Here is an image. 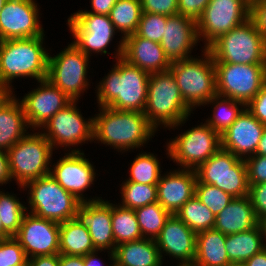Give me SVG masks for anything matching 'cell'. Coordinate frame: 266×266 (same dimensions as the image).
<instances>
[{
	"mask_svg": "<svg viewBox=\"0 0 266 266\" xmlns=\"http://www.w3.org/2000/svg\"><path fill=\"white\" fill-rule=\"evenodd\" d=\"M96 86L99 107L119 111L143 112L148 93L150 74L126 60L116 58V65Z\"/></svg>",
	"mask_w": 266,
	"mask_h": 266,
	"instance_id": "cell-1",
	"label": "cell"
},
{
	"mask_svg": "<svg viewBox=\"0 0 266 266\" xmlns=\"http://www.w3.org/2000/svg\"><path fill=\"white\" fill-rule=\"evenodd\" d=\"M99 112L93 117V141L110 145L118 152L144 147L157 131L143 112L110 107H99Z\"/></svg>",
	"mask_w": 266,
	"mask_h": 266,
	"instance_id": "cell-2",
	"label": "cell"
},
{
	"mask_svg": "<svg viewBox=\"0 0 266 266\" xmlns=\"http://www.w3.org/2000/svg\"><path fill=\"white\" fill-rule=\"evenodd\" d=\"M43 42L44 36L0 41V85L13 90L18 77L47 79L49 53Z\"/></svg>",
	"mask_w": 266,
	"mask_h": 266,
	"instance_id": "cell-3",
	"label": "cell"
},
{
	"mask_svg": "<svg viewBox=\"0 0 266 266\" xmlns=\"http://www.w3.org/2000/svg\"><path fill=\"white\" fill-rule=\"evenodd\" d=\"M193 110L184 102L174 75L170 70L150 74L147 101L143 113L158 130L178 127L186 123Z\"/></svg>",
	"mask_w": 266,
	"mask_h": 266,
	"instance_id": "cell-4",
	"label": "cell"
},
{
	"mask_svg": "<svg viewBox=\"0 0 266 266\" xmlns=\"http://www.w3.org/2000/svg\"><path fill=\"white\" fill-rule=\"evenodd\" d=\"M202 52V58L192 57L171 62L169 68L184 102L192 110L197 106L206 105L217 95L214 60L207 49L204 48Z\"/></svg>",
	"mask_w": 266,
	"mask_h": 266,
	"instance_id": "cell-5",
	"label": "cell"
},
{
	"mask_svg": "<svg viewBox=\"0 0 266 266\" xmlns=\"http://www.w3.org/2000/svg\"><path fill=\"white\" fill-rule=\"evenodd\" d=\"M206 49L214 62L266 64V40L249 19L219 36Z\"/></svg>",
	"mask_w": 266,
	"mask_h": 266,
	"instance_id": "cell-6",
	"label": "cell"
},
{
	"mask_svg": "<svg viewBox=\"0 0 266 266\" xmlns=\"http://www.w3.org/2000/svg\"><path fill=\"white\" fill-rule=\"evenodd\" d=\"M53 151L42 132L26 133L7 151L12 179L19 186H24L31 180L49 175Z\"/></svg>",
	"mask_w": 266,
	"mask_h": 266,
	"instance_id": "cell-7",
	"label": "cell"
},
{
	"mask_svg": "<svg viewBox=\"0 0 266 266\" xmlns=\"http://www.w3.org/2000/svg\"><path fill=\"white\" fill-rule=\"evenodd\" d=\"M22 189L30 188L29 213L58 223L75 219L82 203L66 191L50 174L27 182Z\"/></svg>",
	"mask_w": 266,
	"mask_h": 266,
	"instance_id": "cell-8",
	"label": "cell"
},
{
	"mask_svg": "<svg viewBox=\"0 0 266 266\" xmlns=\"http://www.w3.org/2000/svg\"><path fill=\"white\" fill-rule=\"evenodd\" d=\"M195 171L201 183L214 185L234 198L249 194L245 160L230 151L220 148Z\"/></svg>",
	"mask_w": 266,
	"mask_h": 266,
	"instance_id": "cell-9",
	"label": "cell"
},
{
	"mask_svg": "<svg viewBox=\"0 0 266 266\" xmlns=\"http://www.w3.org/2000/svg\"><path fill=\"white\" fill-rule=\"evenodd\" d=\"M170 141L166 154L184 169L196 170L221 148V135L206 122L184 131Z\"/></svg>",
	"mask_w": 266,
	"mask_h": 266,
	"instance_id": "cell-10",
	"label": "cell"
},
{
	"mask_svg": "<svg viewBox=\"0 0 266 266\" xmlns=\"http://www.w3.org/2000/svg\"><path fill=\"white\" fill-rule=\"evenodd\" d=\"M217 95L247 105L266 83V64L214 62Z\"/></svg>",
	"mask_w": 266,
	"mask_h": 266,
	"instance_id": "cell-11",
	"label": "cell"
},
{
	"mask_svg": "<svg viewBox=\"0 0 266 266\" xmlns=\"http://www.w3.org/2000/svg\"><path fill=\"white\" fill-rule=\"evenodd\" d=\"M89 58L73 43L69 44L57 55H49L47 80L72 101H78L90 85L87 79Z\"/></svg>",
	"mask_w": 266,
	"mask_h": 266,
	"instance_id": "cell-12",
	"label": "cell"
},
{
	"mask_svg": "<svg viewBox=\"0 0 266 266\" xmlns=\"http://www.w3.org/2000/svg\"><path fill=\"white\" fill-rule=\"evenodd\" d=\"M249 19V5L244 0H210L197 20V34L206 49L222 34Z\"/></svg>",
	"mask_w": 266,
	"mask_h": 266,
	"instance_id": "cell-13",
	"label": "cell"
},
{
	"mask_svg": "<svg viewBox=\"0 0 266 266\" xmlns=\"http://www.w3.org/2000/svg\"><path fill=\"white\" fill-rule=\"evenodd\" d=\"M72 43L86 56L93 53L110 54L107 49L115 35V26L109 15L79 10L68 18ZM91 54V55H90Z\"/></svg>",
	"mask_w": 266,
	"mask_h": 266,
	"instance_id": "cell-14",
	"label": "cell"
},
{
	"mask_svg": "<svg viewBox=\"0 0 266 266\" xmlns=\"http://www.w3.org/2000/svg\"><path fill=\"white\" fill-rule=\"evenodd\" d=\"M77 101H72L59 110L41 128L43 135L51 143L53 149L58 146L70 148L87 141L93 142V117L84 119L76 107ZM45 129V130H44ZM45 131V132H44ZM55 147V148H54Z\"/></svg>",
	"mask_w": 266,
	"mask_h": 266,
	"instance_id": "cell-15",
	"label": "cell"
},
{
	"mask_svg": "<svg viewBox=\"0 0 266 266\" xmlns=\"http://www.w3.org/2000/svg\"><path fill=\"white\" fill-rule=\"evenodd\" d=\"M50 175L80 202L98 201L102 197L87 199L83 193L94 184L96 172L93 164L79 149H72L54 163ZM86 198V199H85Z\"/></svg>",
	"mask_w": 266,
	"mask_h": 266,
	"instance_id": "cell-16",
	"label": "cell"
},
{
	"mask_svg": "<svg viewBox=\"0 0 266 266\" xmlns=\"http://www.w3.org/2000/svg\"><path fill=\"white\" fill-rule=\"evenodd\" d=\"M35 0H8L0 11V41L45 36Z\"/></svg>",
	"mask_w": 266,
	"mask_h": 266,
	"instance_id": "cell-17",
	"label": "cell"
},
{
	"mask_svg": "<svg viewBox=\"0 0 266 266\" xmlns=\"http://www.w3.org/2000/svg\"><path fill=\"white\" fill-rule=\"evenodd\" d=\"M60 223L38 217L32 213L23 216L14 236L29 258L59 254Z\"/></svg>",
	"mask_w": 266,
	"mask_h": 266,
	"instance_id": "cell-18",
	"label": "cell"
},
{
	"mask_svg": "<svg viewBox=\"0 0 266 266\" xmlns=\"http://www.w3.org/2000/svg\"><path fill=\"white\" fill-rule=\"evenodd\" d=\"M38 83L39 86L29 91L20 101L27 124L34 130L41 129L59 110L72 102L64 92L49 80H40Z\"/></svg>",
	"mask_w": 266,
	"mask_h": 266,
	"instance_id": "cell-19",
	"label": "cell"
},
{
	"mask_svg": "<svg viewBox=\"0 0 266 266\" xmlns=\"http://www.w3.org/2000/svg\"><path fill=\"white\" fill-rule=\"evenodd\" d=\"M75 219L89 230L95 249L109 250V259L114 262L116 244L112 229V203L103 199L83 202L77 208Z\"/></svg>",
	"mask_w": 266,
	"mask_h": 266,
	"instance_id": "cell-20",
	"label": "cell"
},
{
	"mask_svg": "<svg viewBox=\"0 0 266 266\" xmlns=\"http://www.w3.org/2000/svg\"><path fill=\"white\" fill-rule=\"evenodd\" d=\"M155 241L162 260L163 254H166L180 261L177 266L193 265L196 256V233L176 215H170Z\"/></svg>",
	"mask_w": 266,
	"mask_h": 266,
	"instance_id": "cell-21",
	"label": "cell"
},
{
	"mask_svg": "<svg viewBox=\"0 0 266 266\" xmlns=\"http://www.w3.org/2000/svg\"><path fill=\"white\" fill-rule=\"evenodd\" d=\"M264 126L247 108L236 121L221 134V148L230 151L240 159H246L256 153Z\"/></svg>",
	"mask_w": 266,
	"mask_h": 266,
	"instance_id": "cell-22",
	"label": "cell"
},
{
	"mask_svg": "<svg viewBox=\"0 0 266 266\" xmlns=\"http://www.w3.org/2000/svg\"><path fill=\"white\" fill-rule=\"evenodd\" d=\"M197 24L181 14L167 17L161 47L170 62L192 58V49L198 43Z\"/></svg>",
	"mask_w": 266,
	"mask_h": 266,
	"instance_id": "cell-23",
	"label": "cell"
},
{
	"mask_svg": "<svg viewBox=\"0 0 266 266\" xmlns=\"http://www.w3.org/2000/svg\"><path fill=\"white\" fill-rule=\"evenodd\" d=\"M197 174L194 169L170 170L157 183V202L171 215L195 195Z\"/></svg>",
	"mask_w": 266,
	"mask_h": 266,
	"instance_id": "cell-24",
	"label": "cell"
},
{
	"mask_svg": "<svg viewBox=\"0 0 266 266\" xmlns=\"http://www.w3.org/2000/svg\"><path fill=\"white\" fill-rule=\"evenodd\" d=\"M122 58L149 74L168 71L171 65L160 43L144 39L135 33L124 39Z\"/></svg>",
	"mask_w": 266,
	"mask_h": 266,
	"instance_id": "cell-25",
	"label": "cell"
},
{
	"mask_svg": "<svg viewBox=\"0 0 266 266\" xmlns=\"http://www.w3.org/2000/svg\"><path fill=\"white\" fill-rule=\"evenodd\" d=\"M249 196L234 198L215 218L213 229L225 235L249 231L259 225Z\"/></svg>",
	"mask_w": 266,
	"mask_h": 266,
	"instance_id": "cell-26",
	"label": "cell"
},
{
	"mask_svg": "<svg viewBox=\"0 0 266 266\" xmlns=\"http://www.w3.org/2000/svg\"><path fill=\"white\" fill-rule=\"evenodd\" d=\"M12 95L0 108V150L8 151L29 128L20 99Z\"/></svg>",
	"mask_w": 266,
	"mask_h": 266,
	"instance_id": "cell-27",
	"label": "cell"
},
{
	"mask_svg": "<svg viewBox=\"0 0 266 266\" xmlns=\"http://www.w3.org/2000/svg\"><path fill=\"white\" fill-rule=\"evenodd\" d=\"M114 266H162L156 241L142 238L115 247Z\"/></svg>",
	"mask_w": 266,
	"mask_h": 266,
	"instance_id": "cell-28",
	"label": "cell"
},
{
	"mask_svg": "<svg viewBox=\"0 0 266 266\" xmlns=\"http://www.w3.org/2000/svg\"><path fill=\"white\" fill-rule=\"evenodd\" d=\"M265 223H260L255 228L226 235L225 248L231 263H244L253 255L266 247ZM264 242V243H263Z\"/></svg>",
	"mask_w": 266,
	"mask_h": 266,
	"instance_id": "cell-29",
	"label": "cell"
},
{
	"mask_svg": "<svg viewBox=\"0 0 266 266\" xmlns=\"http://www.w3.org/2000/svg\"><path fill=\"white\" fill-rule=\"evenodd\" d=\"M226 235L215 229L196 233V256L192 266H228Z\"/></svg>",
	"mask_w": 266,
	"mask_h": 266,
	"instance_id": "cell-30",
	"label": "cell"
},
{
	"mask_svg": "<svg viewBox=\"0 0 266 266\" xmlns=\"http://www.w3.org/2000/svg\"><path fill=\"white\" fill-rule=\"evenodd\" d=\"M142 13L140 0H117L111 9L110 20L115 26L116 32H121L123 35L117 46L118 49L115 50V59L123 56L124 39L136 32Z\"/></svg>",
	"mask_w": 266,
	"mask_h": 266,
	"instance_id": "cell-31",
	"label": "cell"
},
{
	"mask_svg": "<svg viewBox=\"0 0 266 266\" xmlns=\"http://www.w3.org/2000/svg\"><path fill=\"white\" fill-rule=\"evenodd\" d=\"M94 250L89 230L76 219L60 223L59 254L85 256Z\"/></svg>",
	"mask_w": 266,
	"mask_h": 266,
	"instance_id": "cell-32",
	"label": "cell"
},
{
	"mask_svg": "<svg viewBox=\"0 0 266 266\" xmlns=\"http://www.w3.org/2000/svg\"><path fill=\"white\" fill-rule=\"evenodd\" d=\"M206 104L214 105V110L212 111L213 116L208 117L205 122L220 135L236 121L237 117L246 108L243 102L219 95L212 97Z\"/></svg>",
	"mask_w": 266,
	"mask_h": 266,
	"instance_id": "cell-33",
	"label": "cell"
},
{
	"mask_svg": "<svg viewBox=\"0 0 266 266\" xmlns=\"http://www.w3.org/2000/svg\"><path fill=\"white\" fill-rule=\"evenodd\" d=\"M112 229L116 246L143 238L134 209L113 203Z\"/></svg>",
	"mask_w": 266,
	"mask_h": 266,
	"instance_id": "cell-34",
	"label": "cell"
},
{
	"mask_svg": "<svg viewBox=\"0 0 266 266\" xmlns=\"http://www.w3.org/2000/svg\"><path fill=\"white\" fill-rule=\"evenodd\" d=\"M195 233L213 229L216 216L194 195L175 214Z\"/></svg>",
	"mask_w": 266,
	"mask_h": 266,
	"instance_id": "cell-35",
	"label": "cell"
},
{
	"mask_svg": "<svg viewBox=\"0 0 266 266\" xmlns=\"http://www.w3.org/2000/svg\"><path fill=\"white\" fill-rule=\"evenodd\" d=\"M143 238L155 240L170 213L158 202L134 209Z\"/></svg>",
	"mask_w": 266,
	"mask_h": 266,
	"instance_id": "cell-36",
	"label": "cell"
},
{
	"mask_svg": "<svg viewBox=\"0 0 266 266\" xmlns=\"http://www.w3.org/2000/svg\"><path fill=\"white\" fill-rule=\"evenodd\" d=\"M153 153L141 152L134 158L130 166L129 182L157 185L161 177V167L158 158Z\"/></svg>",
	"mask_w": 266,
	"mask_h": 266,
	"instance_id": "cell-37",
	"label": "cell"
},
{
	"mask_svg": "<svg viewBox=\"0 0 266 266\" xmlns=\"http://www.w3.org/2000/svg\"><path fill=\"white\" fill-rule=\"evenodd\" d=\"M15 194L0 191V219L4 231L14 237L20 226L24 214L29 210L22 204Z\"/></svg>",
	"mask_w": 266,
	"mask_h": 266,
	"instance_id": "cell-38",
	"label": "cell"
},
{
	"mask_svg": "<svg viewBox=\"0 0 266 266\" xmlns=\"http://www.w3.org/2000/svg\"><path fill=\"white\" fill-rule=\"evenodd\" d=\"M120 206L136 209L157 202V185L123 181Z\"/></svg>",
	"mask_w": 266,
	"mask_h": 266,
	"instance_id": "cell-39",
	"label": "cell"
},
{
	"mask_svg": "<svg viewBox=\"0 0 266 266\" xmlns=\"http://www.w3.org/2000/svg\"><path fill=\"white\" fill-rule=\"evenodd\" d=\"M195 196L206 205L216 216L234 199L230 194L218 187L201 183L198 179L195 186Z\"/></svg>",
	"mask_w": 266,
	"mask_h": 266,
	"instance_id": "cell-40",
	"label": "cell"
},
{
	"mask_svg": "<svg viewBox=\"0 0 266 266\" xmlns=\"http://www.w3.org/2000/svg\"><path fill=\"white\" fill-rule=\"evenodd\" d=\"M167 17L163 14L143 12L135 34L144 39L160 43L162 37H164Z\"/></svg>",
	"mask_w": 266,
	"mask_h": 266,
	"instance_id": "cell-41",
	"label": "cell"
},
{
	"mask_svg": "<svg viewBox=\"0 0 266 266\" xmlns=\"http://www.w3.org/2000/svg\"><path fill=\"white\" fill-rule=\"evenodd\" d=\"M27 261L24 249L14 237L0 240V266H20Z\"/></svg>",
	"mask_w": 266,
	"mask_h": 266,
	"instance_id": "cell-42",
	"label": "cell"
},
{
	"mask_svg": "<svg viewBox=\"0 0 266 266\" xmlns=\"http://www.w3.org/2000/svg\"><path fill=\"white\" fill-rule=\"evenodd\" d=\"M249 185L266 182V156L253 155L245 159Z\"/></svg>",
	"mask_w": 266,
	"mask_h": 266,
	"instance_id": "cell-43",
	"label": "cell"
},
{
	"mask_svg": "<svg viewBox=\"0 0 266 266\" xmlns=\"http://www.w3.org/2000/svg\"><path fill=\"white\" fill-rule=\"evenodd\" d=\"M255 214L261 223L266 224V182L256 185H249L248 194Z\"/></svg>",
	"mask_w": 266,
	"mask_h": 266,
	"instance_id": "cell-44",
	"label": "cell"
},
{
	"mask_svg": "<svg viewBox=\"0 0 266 266\" xmlns=\"http://www.w3.org/2000/svg\"><path fill=\"white\" fill-rule=\"evenodd\" d=\"M142 11L172 16L178 14V0H140Z\"/></svg>",
	"mask_w": 266,
	"mask_h": 266,
	"instance_id": "cell-45",
	"label": "cell"
},
{
	"mask_svg": "<svg viewBox=\"0 0 266 266\" xmlns=\"http://www.w3.org/2000/svg\"><path fill=\"white\" fill-rule=\"evenodd\" d=\"M249 20L266 40V0H260L249 6Z\"/></svg>",
	"mask_w": 266,
	"mask_h": 266,
	"instance_id": "cell-46",
	"label": "cell"
},
{
	"mask_svg": "<svg viewBox=\"0 0 266 266\" xmlns=\"http://www.w3.org/2000/svg\"><path fill=\"white\" fill-rule=\"evenodd\" d=\"M210 0H178V14L197 22Z\"/></svg>",
	"mask_w": 266,
	"mask_h": 266,
	"instance_id": "cell-47",
	"label": "cell"
},
{
	"mask_svg": "<svg viewBox=\"0 0 266 266\" xmlns=\"http://www.w3.org/2000/svg\"><path fill=\"white\" fill-rule=\"evenodd\" d=\"M248 111L266 126V83L259 93L246 105Z\"/></svg>",
	"mask_w": 266,
	"mask_h": 266,
	"instance_id": "cell-48",
	"label": "cell"
},
{
	"mask_svg": "<svg viewBox=\"0 0 266 266\" xmlns=\"http://www.w3.org/2000/svg\"><path fill=\"white\" fill-rule=\"evenodd\" d=\"M116 2L117 0H91V8L93 11H86L95 14L109 15Z\"/></svg>",
	"mask_w": 266,
	"mask_h": 266,
	"instance_id": "cell-49",
	"label": "cell"
},
{
	"mask_svg": "<svg viewBox=\"0 0 266 266\" xmlns=\"http://www.w3.org/2000/svg\"><path fill=\"white\" fill-rule=\"evenodd\" d=\"M12 181L9 170V158L6 151L0 150V185L7 184Z\"/></svg>",
	"mask_w": 266,
	"mask_h": 266,
	"instance_id": "cell-50",
	"label": "cell"
},
{
	"mask_svg": "<svg viewBox=\"0 0 266 266\" xmlns=\"http://www.w3.org/2000/svg\"><path fill=\"white\" fill-rule=\"evenodd\" d=\"M28 261L30 266H59V254L31 257Z\"/></svg>",
	"mask_w": 266,
	"mask_h": 266,
	"instance_id": "cell-51",
	"label": "cell"
},
{
	"mask_svg": "<svg viewBox=\"0 0 266 266\" xmlns=\"http://www.w3.org/2000/svg\"><path fill=\"white\" fill-rule=\"evenodd\" d=\"M59 266H85L84 257L59 254Z\"/></svg>",
	"mask_w": 266,
	"mask_h": 266,
	"instance_id": "cell-52",
	"label": "cell"
},
{
	"mask_svg": "<svg viewBox=\"0 0 266 266\" xmlns=\"http://www.w3.org/2000/svg\"><path fill=\"white\" fill-rule=\"evenodd\" d=\"M245 266H266V247L244 262Z\"/></svg>",
	"mask_w": 266,
	"mask_h": 266,
	"instance_id": "cell-53",
	"label": "cell"
},
{
	"mask_svg": "<svg viewBox=\"0 0 266 266\" xmlns=\"http://www.w3.org/2000/svg\"><path fill=\"white\" fill-rule=\"evenodd\" d=\"M104 250H94L87 255L83 256L84 257V265L85 266H105L104 263L100 261V258L97 257L98 252L101 253ZM112 264L108 266H114V262H111Z\"/></svg>",
	"mask_w": 266,
	"mask_h": 266,
	"instance_id": "cell-54",
	"label": "cell"
},
{
	"mask_svg": "<svg viewBox=\"0 0 266 266\" xmlns=\"http://www.w3.org/2000/svg\"><path fill=\"white\" fill-rule=\"evenodd\" d=\"M13 92L8 87L0 85V108L13 95Z\"/></svg>",
	"mask_w": 266,
	"mask_h": 266,
	"instance_id": "cell-55",
	"label": "cell"
},
{
	"mask_svg": "<svg viewBox=\"0 0 266 266\" xmlns=\"http://www.w3.org/2000/svg\"><path fill=\"white\" fill-rule=\"evenodd\" d=\"M254 155H264L266 156V127L263 131L262 137L259 141L256 153Z\"/></svg>",
	"mask_w": 266,
	"mask_h": 266,
	"instance_id": "cell-56",
	"label": "cell"
},
{
	"mask_svg": "<svg viewBox=\"0 0 266 266\" xmlns=\"http://www.w3.org/2000/svg\"><path fill=\"white\" fill-rule=\"evenodd\" d=\"M6 238H10V236L4 231L3 224H2V221L0 219V240L6 239Z\"/></svg>",
	"mask_w": 266,
	"mask_h": 266,
	"instance_id": "cell-57",
	"label": "cell"
},
{
	"mask_svg": "<svg viewBox=\"0 0 266 266\" xmlns=\"http://www.w3.org/2000/svg\"><path fill=\"white\" fill-rule=\"evenodd\" d=\"M249 6L260 1V0H244Z\"/></svg>",
	"mask_w": 266,
	"mask_h": 266,
	"instance_id": "cell-58",
	"label": "cell"
},
{
	"mask_svg": "<svg viewBox=\"0 0 266 266\" xmlns=\"http://www.w3.org/2000/svg\"><path fill=\"white\" fill-rule=\"evenodd\" d=\"M8 0H0V11L2 10V8L4 7V4L7 2Z\"/></svg>",
	"mask_w": 266,
	"mask_h": 266,
	"instance_id": "cell-59",
	"label": "cell"
},
{
	"mask_svg": "<svg viewBox=\"0 0 266 266\" xmlns=\"http://www.w3.org/2000/svg\"><path fill=\"white\" fill-rule=\"evenodd\" d=\"M228 266H245L244 263H230Z\"/></svg>",
	"mask_w": 266,
	"mask_h": 266,
	"instance_id": "cell-60",
	"label": "cell"
},
{
	"mask_svg": "<svg viewBox=\"0 0 266 266\" xmlns=\"http://www.w3.org/2000/svg\"><path fill=\"white\" fill-rule=\"evenodd\" d=\"M20 266H30L29 261H27L26 263H24L23 265Z\"/></svg>",
	"mask_w": 266,
	"mask_h": 266,
	"instance_id": "cell-61",
	"label": "cell"
}]
</instances>
